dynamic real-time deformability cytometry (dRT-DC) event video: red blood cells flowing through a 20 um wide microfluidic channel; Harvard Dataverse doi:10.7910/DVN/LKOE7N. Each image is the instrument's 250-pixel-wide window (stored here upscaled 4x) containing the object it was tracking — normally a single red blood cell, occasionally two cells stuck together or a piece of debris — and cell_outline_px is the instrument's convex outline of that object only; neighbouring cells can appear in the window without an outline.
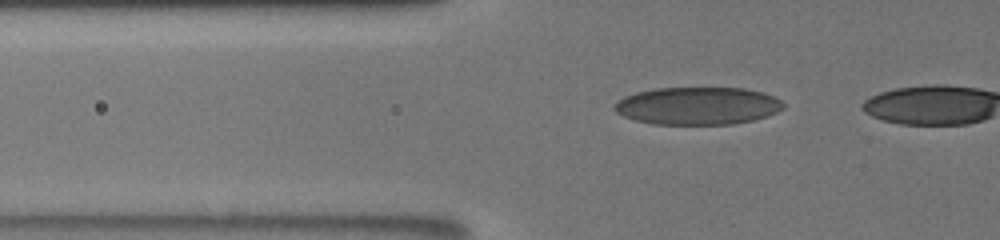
{"species": "human", "species_latin": "Homo sapiens", "temperature_condition": "room temperature", "stored_images_in_passage": 6, "camera_frame_rate_fps": 3000, "um_per_image_px": 0.085, "donor": {"sex": "male"}, "frame": {"image": 1, "passage_image": 4, "time_ms": 0.667, "image_size_px": [1000, 240], "cell_outline_px": [[784, 108], [768, 116], [752, 120], [732, 124], [652, 124], [636, 120], [624, 116], [616, 112], [612, 108], [616, 100], [624, 96], [636, 92], [656, 88], [744, 88], [764, 92], [776, 96], [784, 104]], "centroid_in_image_um": [59.3, 8.99], "position_along_channel_um": 66.5, "area_um2": 37.28}}